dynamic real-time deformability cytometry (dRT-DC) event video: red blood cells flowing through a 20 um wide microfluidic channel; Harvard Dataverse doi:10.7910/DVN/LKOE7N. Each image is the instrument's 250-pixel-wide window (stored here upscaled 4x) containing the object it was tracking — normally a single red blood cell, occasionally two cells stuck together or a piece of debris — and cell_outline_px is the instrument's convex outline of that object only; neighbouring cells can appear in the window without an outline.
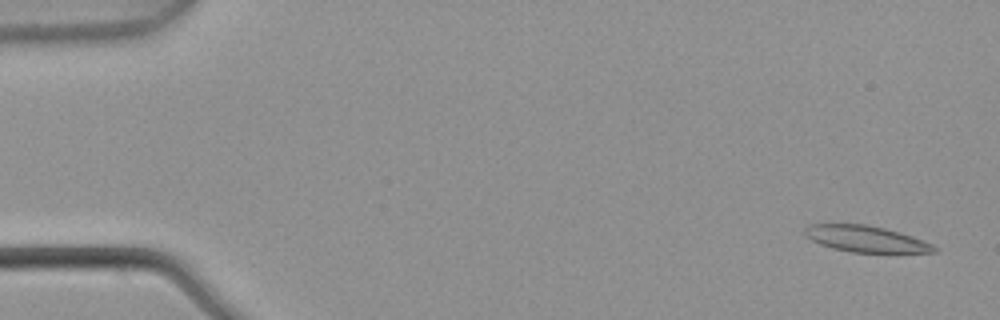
{"species": "common noctule bat (a hibernating species)", "species_latin": "Nyctalus noctula", "temperature_condition": "warm", "stored_images_in_passage": 5, "camera_frame_rate_fps": 3000, "um_per_image_px": 0.085, "animal": {"sex": "male", "body_mass_g": 21.5, "forearm_length_mm": 52.0}, "frame": {"image": 1, "passage_image": 1, "time_ms": 0.0, "image_size_px": [1000, 320], "cell_outline_px": [[940, 252], [852, 252], [832, 248], [820, 244], [804, 236], [804, 228], [808, 224], [868, 224], [884, 228], [912, 236], [932, 244]], "centroid_in_image_um": [73.55, 20.3], "position_along_channel_um": 11.4, "area_um2": 19.71}}